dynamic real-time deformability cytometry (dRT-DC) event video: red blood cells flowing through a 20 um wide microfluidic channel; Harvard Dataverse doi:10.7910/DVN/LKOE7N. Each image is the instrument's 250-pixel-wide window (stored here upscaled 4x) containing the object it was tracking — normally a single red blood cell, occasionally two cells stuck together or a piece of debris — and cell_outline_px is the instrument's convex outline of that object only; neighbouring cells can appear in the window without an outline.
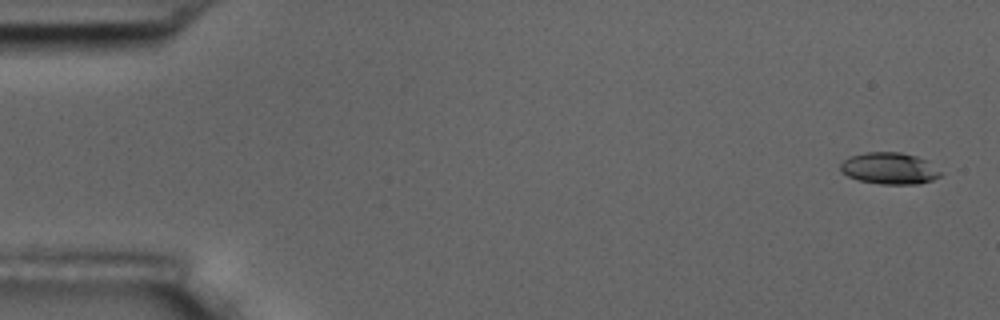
{"species": "common noctule bat (a hibernating species)", "species_latin": "Nyctalus noctula", "temperature_condition": "room temperature", "stored_images_in_passage": 10, "camera_frame_rate_fps": 3000, "um_per_image_px": 0.085, "animal": {"sex": "male", "body_mass_g": 17.5, "forearm_length_mm": 52.3}, "frame": {"image": 1, "passage_image": 1, "time_ms": 0.0, "image_size_px": [1000, 320], "cell_outline_px": [[944, 176], [920, 184], [880, 184], [860, 180], [848, 176], [840, 172], [840, 164], [848, 156], [864, 152], [900, 152], [916, 156], [928, 160], [944, 172]], "centroid_in_image_um": [75.65, 14.31], "position_along_channel_um": 9.3, "area_um2": 18.9}}
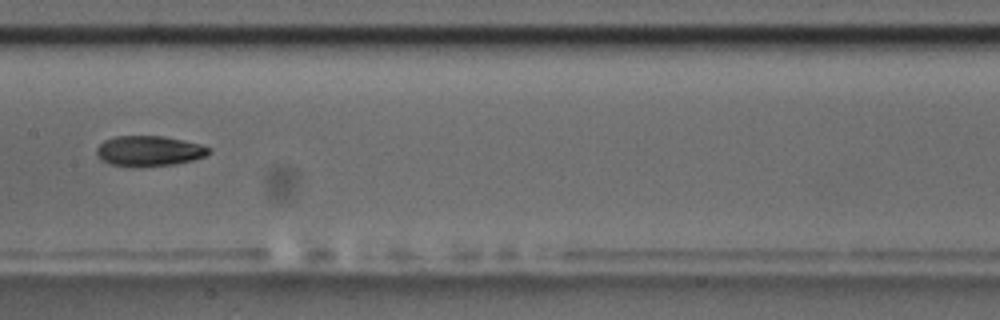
{"frame": {"image": 2, "passage_image": 8, "time_ms": 9.0, "image_size_px": [1000, 320], "cell_outline_px": [[212, 152], [204, 156], [192, 160], [176, 164], [136, 168], [132, 168], [108, 164], [100, 160], [96, 152], [96, 148], [104, 140], [116, 136], [164, 136], [184, 140], [200, 144], [212, 148]], "centroid_in_image_um": [12.65, 12.85], "position_along_channel_um": 194.7, "area_um2": 20.35}}
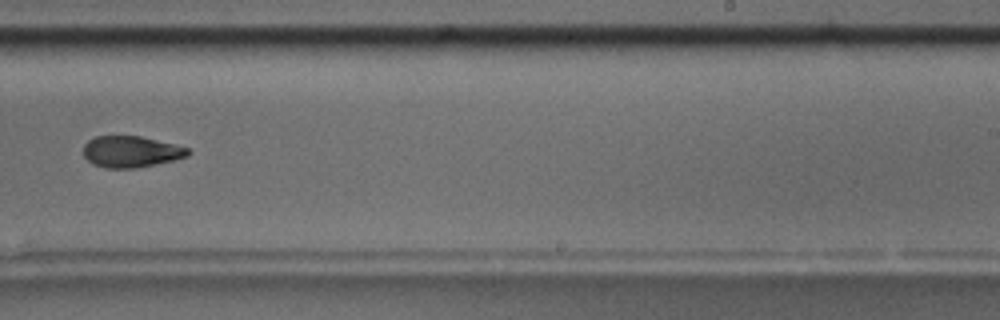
{"frame": {"image": 3, "passage_image": 10, "time_ms": 11.333, "image_size_px": [1000, 320], "cell_outline_px": [[192, 152], [188, 156], [172, 160], [136, 168], [104, 168], [92, 164], [84, 156], [84, 144], [88, 140], [96, 136], [140, 136], [188, 148]], "centroid_in_image_um": [11.1, 12.9], "position_along_channel_um": 277.9, "area_um2": 18.96}}